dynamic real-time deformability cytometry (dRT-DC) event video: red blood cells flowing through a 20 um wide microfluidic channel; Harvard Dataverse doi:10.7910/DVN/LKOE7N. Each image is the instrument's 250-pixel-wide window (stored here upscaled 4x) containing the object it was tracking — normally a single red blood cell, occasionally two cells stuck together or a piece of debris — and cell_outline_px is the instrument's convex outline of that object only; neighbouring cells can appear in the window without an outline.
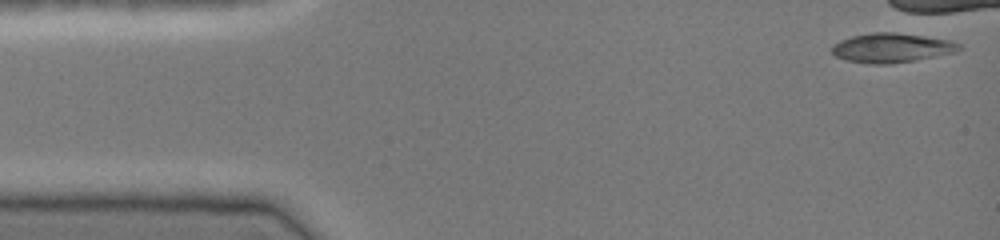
{"species": "common noctule bat (a hibernating species)", "species_latin": "Nyctalus noctula", "temperature_condition": "cold", "stored_images_in_passage": 6, "camera_frame_rate_fps": 3000, "um_per_image_px": 0.085, "animal": {"sex": "female", "body_mass_g": 19.0, "forearm_length_mm": 51.5}, "frame": {"image": 1, "passage_image": 1, "time_ms": 0.0, "image_size_px": [1000, 240], "cell_outline_px": [[960, 48], [956, 52], [916, 60], [892, 64], [868, 64], [848, 60], [836, 56], [832, 52], [832, 44], [840, 40], [852, 36], [872, 32], [896, 32], [952, 40], [960, 44]], "centroid_in_image_um": [75.79, 4.06], "position_along_channel_um": 9.2, "area_um2": 21.85}}